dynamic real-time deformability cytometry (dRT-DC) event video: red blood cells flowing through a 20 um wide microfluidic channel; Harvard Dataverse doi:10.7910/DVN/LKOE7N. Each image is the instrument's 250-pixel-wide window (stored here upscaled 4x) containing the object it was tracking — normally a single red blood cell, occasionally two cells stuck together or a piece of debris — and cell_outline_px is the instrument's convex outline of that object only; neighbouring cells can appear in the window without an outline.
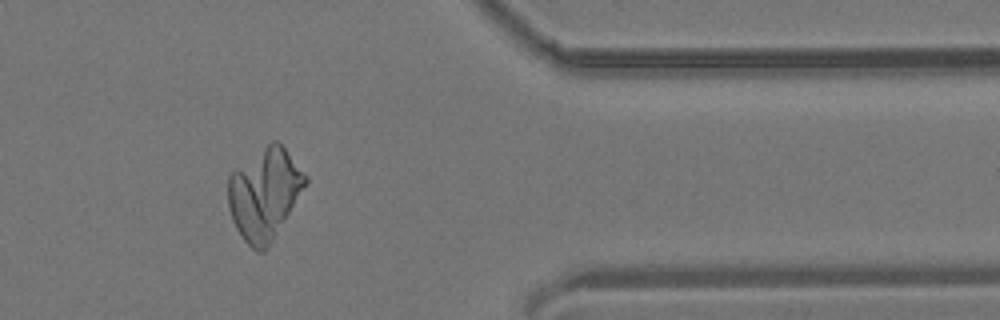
{"species": "common noctule bat (a hibernating species)", "species_latin": "Nyctalus noctula", "temperature_condition": "room temperature", "stored_images_in_passage": 37, "camera_frame_rate_fps": 3000, "um_per_image_px": 0.085, "animal": {"sex": "male", "body_mass_g": 19.2, "forearm_length_mm": 51.8}, "frame": {"image": 1, "passage_image": 32, "time_ms": 10.333, "image_size_px": [1000, 320], "cell_outline_px": [[308, 184], [268, 248], [264, 252], [256, 252], [244, 240], [236, 228], [232, 220], [228, 208], [228, 176], [232, 172], [272, 140], [276, 140], [284, 148], [308, 176]], "centroid_in_image_um": [22.5, 16.51], "position_along_channel_um": 388.9, "area_um2": 41.15}}